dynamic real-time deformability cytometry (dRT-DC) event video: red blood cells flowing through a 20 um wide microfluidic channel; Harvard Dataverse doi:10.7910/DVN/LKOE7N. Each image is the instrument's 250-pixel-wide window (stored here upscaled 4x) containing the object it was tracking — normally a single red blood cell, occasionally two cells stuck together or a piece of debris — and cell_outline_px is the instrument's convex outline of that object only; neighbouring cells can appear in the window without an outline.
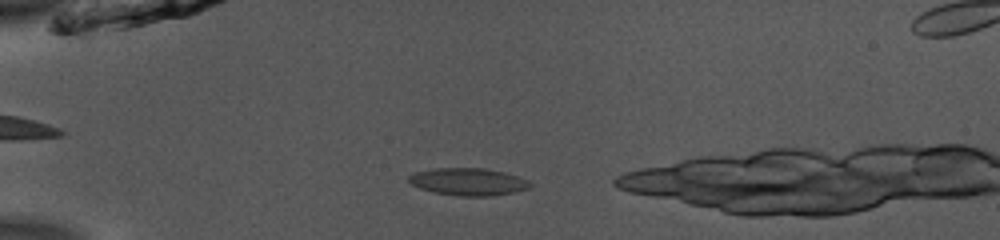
{"species": "common noctule bat (a hibernating species)", "species_latin": "Nyctalus noctula", "temperature_condition": "room temperature", "stored_images_in_passage": 8, "camera_frame_rate_fps": 3000, "um_per_image_px": 0.085, "animal": {"sex": "male", "body_mass_g": 13.0, "forearm_length_mm": 53.1}, "frame": {"image": 1, "passage_image": 5, "time_ms": 1.333, "image_size_px": [1000, 240], "cell_outline_px": [[532, 184], [528, 188], [512, 192], [488, 196], [460, 196], [436, 192], [420, 188], [412, 184], [408, 180], [408, 176], [416, 172], [436, 168], [484, 168], [504, 172], [528, 180]], "centroid_in_image_um": [39.79, 15.44], "position_along_channel_um": 45.2, "area_um2": 19.02}}